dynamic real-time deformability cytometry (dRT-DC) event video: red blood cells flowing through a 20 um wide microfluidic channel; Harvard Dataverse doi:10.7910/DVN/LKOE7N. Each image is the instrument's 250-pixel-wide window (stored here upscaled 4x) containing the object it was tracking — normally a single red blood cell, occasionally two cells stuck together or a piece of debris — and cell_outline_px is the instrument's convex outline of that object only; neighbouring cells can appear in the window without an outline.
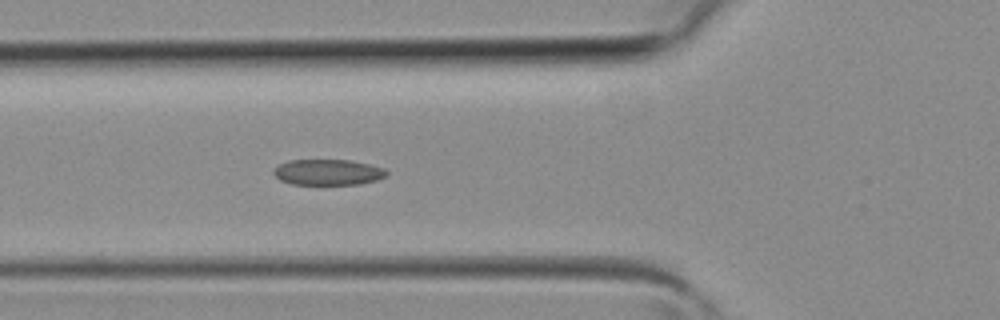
{"species": "common noctule bat (a hibernating species)", "species_latin": "Nyctalus noctula", "temperature_condition": "room temperature", "stored_images_in_passage": 5, "camera_frame_rate_fps": 3000, "um_per_image_px": 0.085, "animal": {"sex": "female", "body_mass_g": 19.3, "forearm_length_mm": 54.1}, "frame": {"image": 1, "passage_image": 5, "time_ms": 1.333, "image_size_px": [1000, 320], "cell_outline_px": [[388, 176], [376, 180], [360, 184], [292, 184], [280, 180], [272, 172], [272, 168], [288, 160], [352, 160], [384, 168], [388, 172]], "centroid_in_image_um": [27.87, 14.63], "position_along_channel_um": 97.9, "area_um2": 17.05}}